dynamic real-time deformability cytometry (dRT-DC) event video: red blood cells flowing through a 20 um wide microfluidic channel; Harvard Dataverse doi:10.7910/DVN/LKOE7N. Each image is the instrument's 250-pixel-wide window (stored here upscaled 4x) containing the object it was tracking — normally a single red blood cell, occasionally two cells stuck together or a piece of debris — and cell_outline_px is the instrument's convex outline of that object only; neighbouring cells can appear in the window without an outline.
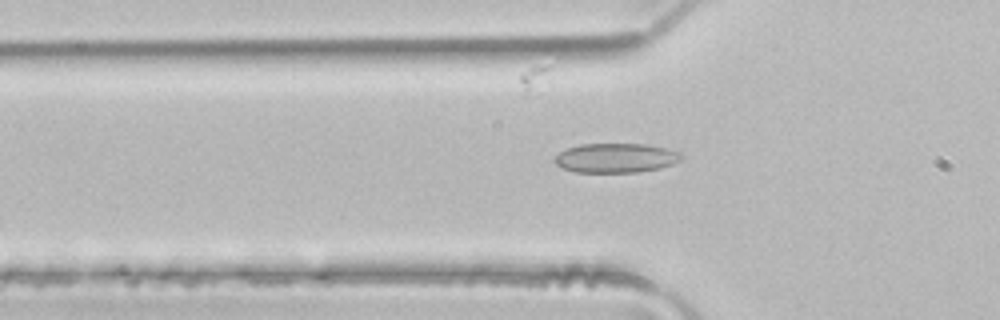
{"species": "common noctule bat (a hibernating species)", "species_latin": "Nyctalus noctula", "temperature_condition": "room temperature", "stored_images_in_passage": 35, "camera_frame_rate_fps": 3000, "um_per_image_px": 0.085, "animal": {"sex": "male", "body_mass_g": 21.5, "forearm_length_mm": 52.0}, "frame": {"image": 1, "passage_image": 2, "time_ms": 0.333, "image_size_px": [1000, 320], "cell_outline_px": [[684, 156], [680, 160], [672, 164], [660, 168], [636, 172], [576, 172], [560, 168], [552, 160], [560, 152], [568, 148], [580, 144], [648, 144], [668, 148], [680, 152]], "centroid_in_image_um": [52.35, 13.42], "position_along_channel_um": 73.4, "area_um2": 21.85}}
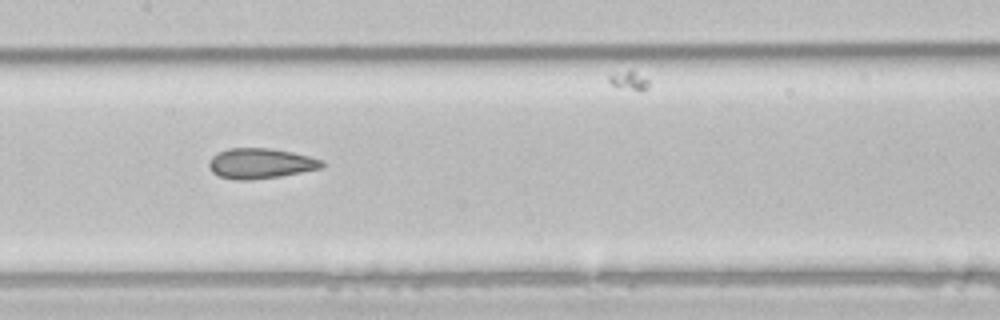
{"frame": {"image": 2, "passage_image": 10, "time_ms": 3.0, "image_size_px": [1000, 320], "cell_outline_px": [[324, 164], [320, 168], [280, 176], [248, 180], [236, 180], [220, 176], [212, 172], [208, 164], [212, 156], [228, 148], [272, 148], [292, 152], [324, 160]], "centroid_in_image_um": [22.14, 13.88], "position_along_channel_um": 185.3, "area_um2": 19.77}}
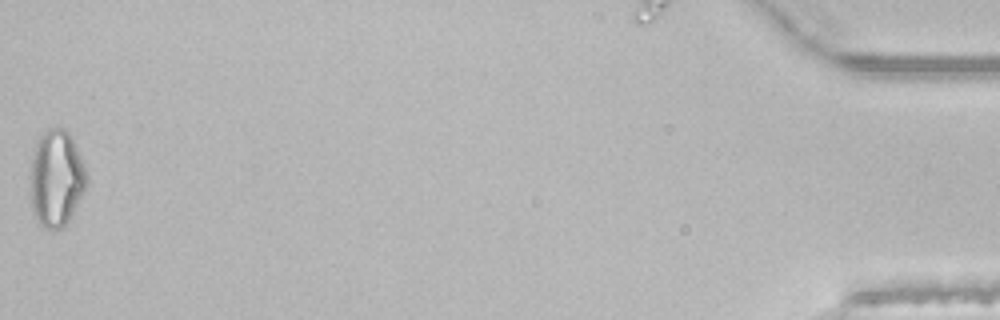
{"frame": {"image": 3, "passage_image": 35, "time_ms": 11.333, "image_size_px": [1000, 320], "cell_outline_px": [[88, 180], [84, 192], [64, 228], [48, 228], [40, 224], [36, 220], [32, 208], [32, 156], [36, 144], [40, 136], [48, 128], [64, 128], [68, 132], [76, 148], [84, 168]], "centroid_in_image_um": [4.79, 15.17], "position_along_channel_um": 430.4, "area_um2": 30.92}, "authors_computed_cell_mechanics": {"area_um2": 20.808, "velocity_mm_per_s": 4.1527, "shape_relaxation_time_tau1_ms": null, "shape_relaxation_time_tau2_ms": 2.2983, "deformation_change_tau1": null, "deformation_change_tau2": 0.1068}}